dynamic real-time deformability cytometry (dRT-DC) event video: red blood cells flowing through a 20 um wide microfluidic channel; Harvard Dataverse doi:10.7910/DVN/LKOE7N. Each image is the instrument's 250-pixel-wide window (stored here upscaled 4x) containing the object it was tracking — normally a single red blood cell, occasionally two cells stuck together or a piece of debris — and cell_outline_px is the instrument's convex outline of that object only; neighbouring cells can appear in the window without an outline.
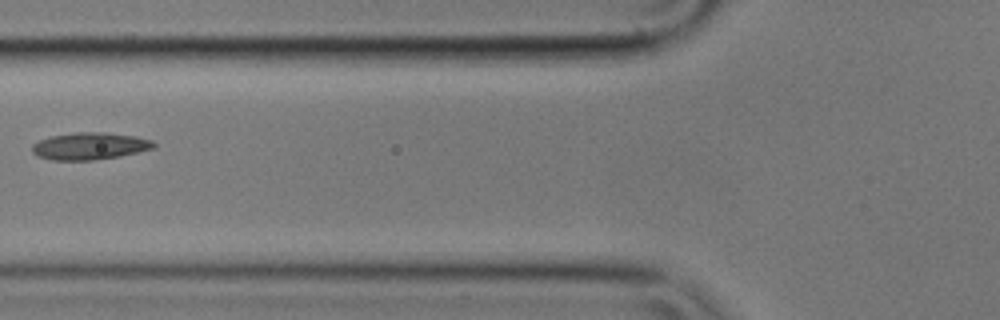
{"species": "common noctule bat (a hibernating species)", "species_latin": "Nyctalus noctula", "temperature_condition": "cold", "stored_images_in_passage": 3, "camera_frame_rate_fps": 3000, "um_per_image_px": 0.085, "animal": {"sex": "male", "body_mass_g": 17.9}, "frame": {"image": 1, "passage_image": 3, "time_ms": 0.667, "image_size_px": [1000, 320], "cell_outline_px": [[156, 148], [120, 156], [92, 160], [52, 160], [36, 156], [32, 152], [32, 144], [40, 140], [52, 136], [76, 132], [104, 132], [136, 136], [152, 140], [156, 144]], "centroid_in_image_um": [7.65, 12.42], "position_along_channel_um": 118.2, "area_um2": 19.31}}